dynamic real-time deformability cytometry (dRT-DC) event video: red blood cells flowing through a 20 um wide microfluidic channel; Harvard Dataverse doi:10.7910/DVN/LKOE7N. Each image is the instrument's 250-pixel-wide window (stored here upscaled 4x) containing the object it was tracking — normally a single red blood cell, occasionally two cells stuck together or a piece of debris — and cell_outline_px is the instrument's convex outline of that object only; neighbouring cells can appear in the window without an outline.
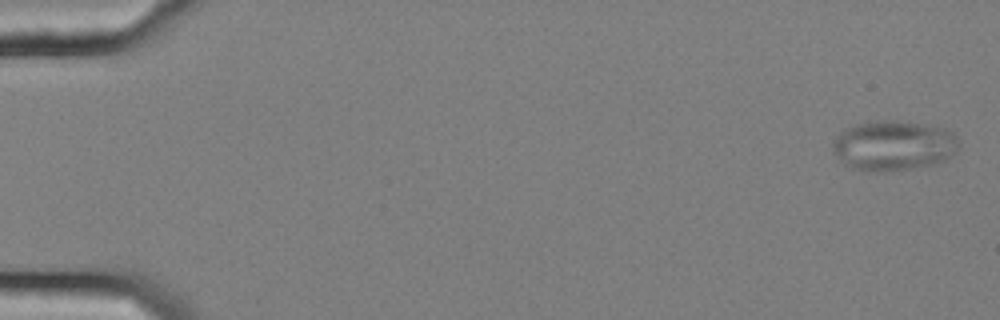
{"species": "common noctule bat (a hibernating species)", "species_latin": "Nyctalus noctula", "temperature_condition": "cold", "stored_images_in_passage": 18, "camera_frame_rate_fps": 3000, "um_per_image_px": 0.085, "animal": {"sex": "female", "body_mass_g": 25.1}, "frame": {"image": 1, "passage_image": 2, "time_ms": 0.333, "image_size_px": [1000, 320], "cell_outline_px": [[960, 144], [956, 152], [944, 160], [936, 164], [892, 172], [872, 172], [852, 168], [844, 164], [832, 152], [832, 144], [836, 136], [844, 128], [856, 124], [876, 120], [896, 120], [944, 128], [952, 132], [956, 136]], "centroid_in_image_um": [75.93, 12.39], "position_along_channel_um": 9.1, "area_um2": 37.28}}